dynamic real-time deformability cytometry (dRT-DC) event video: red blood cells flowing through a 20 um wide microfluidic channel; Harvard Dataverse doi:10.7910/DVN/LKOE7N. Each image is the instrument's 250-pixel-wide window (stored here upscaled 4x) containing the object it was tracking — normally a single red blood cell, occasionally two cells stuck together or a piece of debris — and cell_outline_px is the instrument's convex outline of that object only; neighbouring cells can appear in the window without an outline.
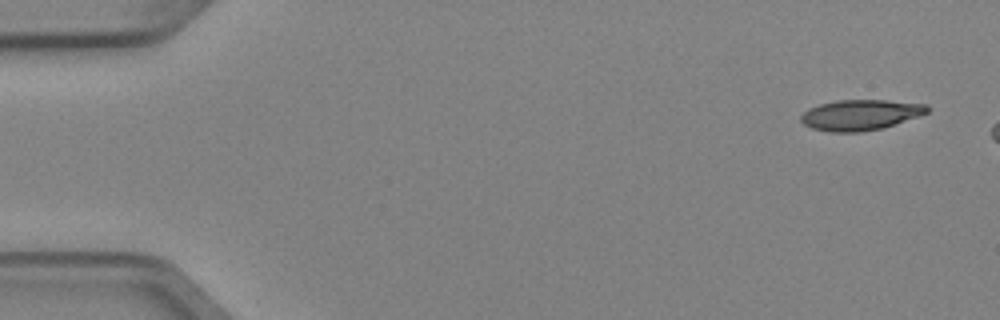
{"species": "Egyptian fruit bat (a non-hibernating species)", "species_latin": "Rousettus aegyptiacus", "temperature_condition": "cold", "stored_images_in_passage": 5, "camera_frame_rate_fps": 3000, "um_per_image_px": 0.085, "animal": {"sex": "female"}, "frame": {"image": 1, "passage_image": 1, "time_ms": 0.0, "image_size_px": [1000, 320], "cell_outline_px": [[932, 108], [928, 112], [884, 128], [860, 132], [828, 132], [812, 128], [804, 124], [800, 120], [800, 116], [808, 108], [820, 104], [836, 100], [888, 100], [928, 104]], "centroid_in_image_um": [73.14, 9.76], "position_along_channel_um": 11.9, "area_um2": 22.66}}